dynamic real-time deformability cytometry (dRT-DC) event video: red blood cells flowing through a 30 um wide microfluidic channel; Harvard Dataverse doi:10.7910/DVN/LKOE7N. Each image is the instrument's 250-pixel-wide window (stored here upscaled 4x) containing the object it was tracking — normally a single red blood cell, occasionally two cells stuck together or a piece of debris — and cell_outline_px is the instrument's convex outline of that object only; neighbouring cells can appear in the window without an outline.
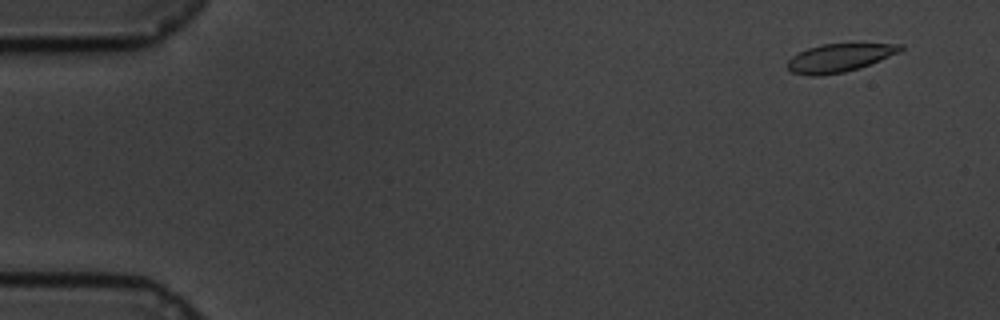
{"species": "common noctule bat (a hibernating species)", "species_latin": "Nyctalus noctula", "temperature_condition": "cold", "stored_images_in_passage": 12, "camera_frame_rate_fps": 3000, "um_per_image_px": 0.085, "animal": {"sex": "male", "body_mass_g": 19.5, "forearm_length_mm": 54.6}, "frame": {"image": 1, "passage_image": 4, "time_ms": 1.0, "image_size_px": [1000, 320], "cell_outline_px": [[904, 48], [900, 52], [860, 68], [844, 72], [816, 76], [808, 76], [792, 72], [788, 68], [788, 60], [792, 56], [808, 48], [820, 44], [904, 44]], "centroid_in_image_um": [71.35, 4.92], "position_along_channel_um": 13.7, "area_um2": 18.44}}